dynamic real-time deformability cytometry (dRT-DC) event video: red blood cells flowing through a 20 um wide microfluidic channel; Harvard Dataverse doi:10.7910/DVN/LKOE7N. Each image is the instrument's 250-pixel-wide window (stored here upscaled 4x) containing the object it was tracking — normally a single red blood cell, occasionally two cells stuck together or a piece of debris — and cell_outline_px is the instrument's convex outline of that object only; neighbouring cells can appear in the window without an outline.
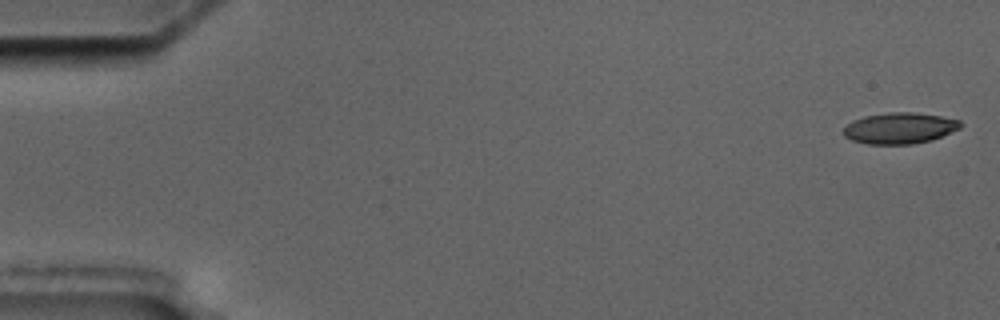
{"species": "common noctule bat (a hibernating species)", "species_latin": "Nyctalus noctula", "temperature_condition": "cold", "stored_images_in_passage": 14, "camera_frame_rate_fps": 3000, "um_per_image_px": 0.085, "animal": {"sex": "male", "body_mass_g": 17.5, "forearm_length_mm": 52.3}, "frame": {"image": 1, "passage_image": 1, "time_ms": 0.0, "image_size_px": [1000, 320], "cell_outline_px": [[964, 124], [960, 128], [932, 140], [912, 144], [868, 144], [852, 140], [844, 136], [844, 128], [852, 120], [864, 116], [888, 112], [912, 112], [940, 116], [960, 120]], "centroid_in_image_um": [76.48, 10.89], "position_along_channel_um": 8.5, "area_um2": 21.21}}
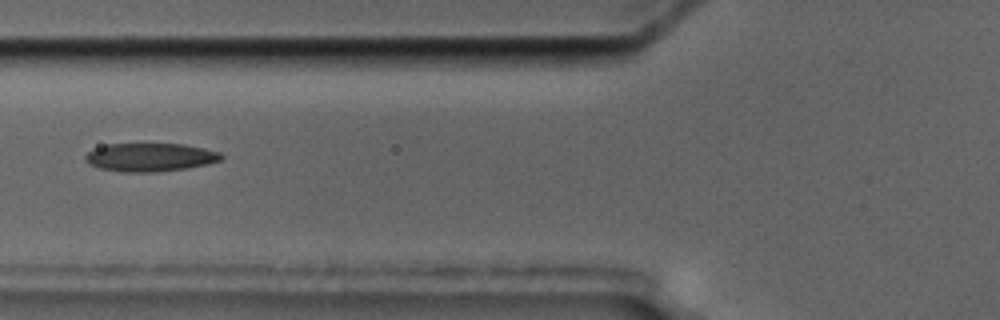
{"frame": {"image": 2, "passage_image": 6, "time_ms": 7.0, "image_size_px": [1000, 320], "cell_outline_px": [[224, 156], [220, 160], [208, 164], [184, 168], [156, 172], [120, 172], [100, 168], [88, 164], [84, 160], [84, 156], [88, 152], [96, 148], [108, 144], [184, 144], [204, 148], [220, 152]], "centroid_in_image_um": [12.75, 13.37], "position_along_channel_um": 113.1, "area_um2": 22.43}}
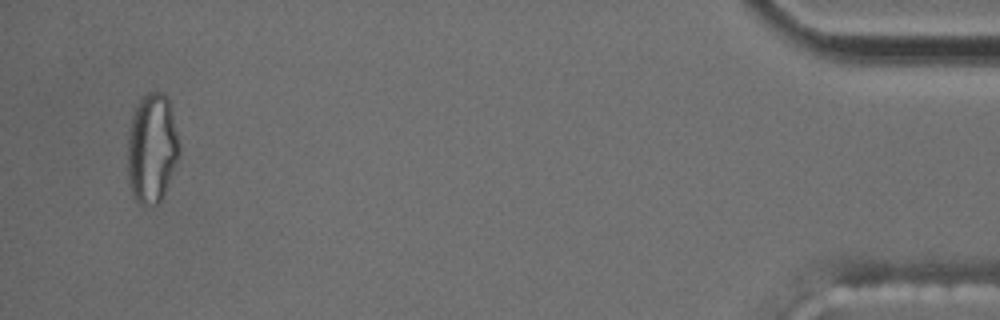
{"frame": {"image": 3, "passage_image": 14, "time_ms": 18.0, "image_size_px": [1000, 320], "cell_outline_px": [[180, 156], [164, 192], [160, 200], [156, 204], [144, 208], [132, 196], [128, 184], [128, 128], [132, 116], [140, 100], [148, 92], [156, 88], [164, 92], [172, 108], [180, 140]], "centroid_in_image_um": [12.93, 12.59], "position_along_channel_um": 422.3, "area_um2": 33.81}, "authors_computed_cell_mechanics": {"area_um2": 22.3108, "velocity_mm_per_s": 3.5326, "shape_relaxation_time_tau1_ms": null, "shape_relaxation_time_tau2_ms": 3.4528, "deformation_change_tau1": null, "deformation_change_tau2": 0.1079}}